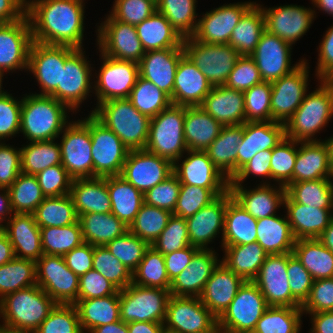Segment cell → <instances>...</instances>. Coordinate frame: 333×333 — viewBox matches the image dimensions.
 I'll return each instance as SVG.
<instances>
[{
	"label": "cell",
	"instance_id": "cell-30",
	"mask_svg": "<svg viewBox=\"0 0 333 333\" xmlns=\"http://www.w3.org/2000/svg\"><path fill=\"white\" fill-rule=\"evenodd\" d=\"M183 55V47L145 52L138 63L139 76L151 81L171 98L177 66Z\"/></svg>",
	"mask_w": 333,
	"mask_h": 333
},
{
	"label": "cell",
	"instance_id": "cell-76",
	"mask_svg": "<svg viewBox=\"0 0 333 333\" xmlns=\"http://www.w3.org/2000/svg\"><path fill=\"white\" fill-rule=\"evenodd\" d=\"M271 157L272 150H264L256 153L253 158L245 164L229 181V185H242L250 176L262 177L268 181L271 179Z\"/></svg>",
	"mask_w": 333,
	"mask_h": 333
},
{
	"label": "cell",
	"instance_id": "cell-49",
	"mask_svg": "<svg viewBox=\"0 0 333 333\" xmlns=\"http://www.w3.org/2000/svg\"><path fill=\"white\" fill-rule=\"evenodd\" d=\"M286 193L296 203L312 208L333 209V178L290 183Z\"/></svg>",
	"mask_w": 333,
	"mask_h": 333
},
{
	"label": "cell",
	"instance_id": "cell-78",
	"mask_svg": "<svg viewBox=\"0 0 333 333\" xmlns=\"http://www.w3.org/2000/svg\"><path fill=\"white\" fill-rule=\"evenodd\" d=\"M94 246L83 242L63 256L66 266L76 275L81 276L93 269Z\"/></svg>",
	"mask_w": 333,
	"mask_h": 333
},
{
	"label": "cell",
	"instance_id": "cell-54",
	"mask_svg": "<svg viewBox=\"0 0 333 333\" xmlns=\"http://www.w3.org/2000/svg\"><path fill=\"white\" fill-rule=\"evenodd\" d=\"M36 284L35 261L15 257L0 266V300L10 293Z\"/></svg>",
	"mask_w": 333,
	"mask_h": 333
},
{
	"label": "cell",
	"instance_id": "cell-74",
	"mask_svg": "<svg viewBox=\"0 0 333 333\" xmlns=\"http://www.w3.org/2000/svg\"><path fill=\"white\" fill-rule=\"evenodd\" d=\"M118 291L115 285L94 269L79 276L78 300L106 297Z\"/></svg>",
	"mask_w": 333,
	"mask_h": 333
},
{
	"label": "cell",
	"instance_id": "cell-51",
	"mask_svg": "<svg viewBox=\"0 0 333 333\" xmlns=\"http://www.w3.org/2000/svg\"><path fill=\"white\" fill-rule=\"evenodd\" d=\"M61 148L54 140L29 142L21 147V169L25 174L37 175L48 167L61 164Z\"/></svg>",
	"mask_w": 333,
	"mask_h": 333
},
{
	"label": "cell",
	"instance_id": "cell-70",
	"mask_svg": "<svg viewBox=\"0 0 333 333\" xmlns=\"http://www.w3.org/2000/svg\"><path fill=\"white\" fill-rule=\"evenodd\" d=\"M36 177L45 197L70 194L73 178L62 165L48 167Z\"/></svg>",
	"mask_w": 333,
	"mask_h": 333
},
{
	"label": "cell",
	"instance_id": "cell-32",
	"mask_svg": "<svg viewBox=\"0 0 333 333\" xmlns=\"http://www.w3.org/2000/svg\"><path fill=\"white\" fill-rule=\"evenodd\" d=\"M244 282L240 276L220 261L206 282L199 298L202 304L218 319L229 307Z\"/></svg>",
	"mask_w": 333,
	"mask_h": 333
},
{
	"label": "cell",
	"instance_id": "cell-18",
	"mask_svg": "<svg viewBox=\"0 0 333 333\" xmlns=\"http://www.w3.org/2000/svg\"><path fill=\"white\" fill-rule=\"evenodd\" d=\"M288 253L267 255L253 282L268 306L301 308L292 296L287 275Z\"/></svg>",
	"mask_w": 333,
	"mask_h": 333
},
{
	"label": "cell",
	"instance_id": "cell-42",
	"mask_svg": "<svg viewBox=\"0 0 333 333\" xmlns=\"http://www.w3.org/2000/svg\"><path fill=\"white\" fill-rule=\"evenodd\" d=\"M135 28L145 52L182 47L183 38L157 10Z\"/></svg>",
	"mask_w": 333,
	"mask_h": 333
},
{
	"label": "cell",
	"instance_id": "cell-47",
	"mask_svg": "<svg viewBox=\"0 0 333 333\" xmlns=\"http://www.w3.org/2000/svg\"><path fill=\"white\" fill-rule=\"evenodd\" d=\"M264 31V14L261 5L255 2L240 18L228 44L240 55L250 56L255 51Z\"/></svg>",
	"mask_w": 333,
	"mask_h": 333
},
{
	"label": "cell",
	"instance_id": "cell-44",
	"mask_svg": "<svg viewBox=\"0 0 333 333\" xmlns=\"http://www.w3.org/2000/svg\"><path fill=\"white\" fill-rule=\"evenodd\" d=\"M107 189L111 213L129 227L144 203V194L120 175L107 177Z\"/></svg>",
	"mask_w": 333,
	"mask_h": 333
},
{
	"label": "cell",
	"instance_id": "cell-17",
	"mask_svg": "<svg viewBox=\"0 0 333 333\" xmlns=\"http://www.w3.org/2000/svg\"><path fill=\"white\" fill-rule=\"evenodd\" d=\"M105 18L97 26L98 50L108 57L139 63L145 50L135 26L115 20L110 14Z\"/></svg>",
	"mask_w": 333,
	"mask_h": 333
},
{
	"label": "cell",
	"instance_id": "cell-65",
	"mask_svg": "<svg viewBox=\"0 0 333 333\" xmlns=\"http://www.w3.org/2000/svg\"><path fill=\"white\" fill-rule=\"evenodd\" d=\"M271 82L254 85L244 94L245 122L271 121Z\"/></svg>",
	"mask_w": 333,
	"mask_h": 333
},
{
	"label": "cell",
	"instance_id": "cell-11",
	"mask_svg": "<svg viewBox=\"0 0 333 333\" xmlns=\"http://www.w3.org/2000/svg\"><path fill=\"white\" fill-rule=\"evenodd\" d=\"M268 307L258 286L253 281H245L218 318V325L230 333H252Z\"/></svg>",
	"mask_w": 333,
	"mask_h": 333
},
{
	"label": "cell",
	"instance_id": "cell-39",
	"mask_svg": "<svg viewBox=\"0 0 333 333\" xmlns=\"http://www.w3.org/2000/svg\"><path fill=\"white\" fill-rule=\"evenodd\" d=\"M222 127L200 106L185 107L184 139L187 150L206 151Z\"/></svg>",
	"mask_w": 333,
	"mask_h": 333
},
{
	"label": "cell",
	"instance_id": "cell-79",
	"mask_svg": "<svg viewBox=\"0 0 333 333\" xmlns=\"http://www.w3.org/2000/svg\"><path fill=\"white\" fill-rule=\"evenodd\" d=\"M198 250V247L190 245L181 250L164 255L166 271L170 281L175 279L185 268L189 266L192 257Z\"/></svg>",
	"mask_w": 333,
	"mask_h": 333
},
{
	"label": "cell",
	"instance_id": "cell-28",
	"mask_svg": "<svg viewBox=\"0 0 333 333\" xmlns=\"http://www.w3.org/2000/svg\"><path fill=\"white\" fill-rule=\"evenodd\" d=\"M199 249L185 268L175 279L171 281L170 293L172 296L199 297L206 282L211 277L215 267L221 259H218L213 249Z\"/></svg>",
	"mask_w": 333,
	"mask_h": 333
},
{
	"label": "cell",
	"instance_id": "cell-6",
	"mask_svg": "<svg viewBox=\"0 0 333 333\" xmlns=\"http://www.w3.org/2000/svg\"><path fill=\"white\" fill-rule=\"evenodd\" d=\"M185 106L170 104L150 119L149 136L145 147L150 153L174 163L182 160L187 151L184 139Z\"/></svg>",
	"mask_w": 333,
	"mask_h": 333
},
{
	"label": "cell",
	"instance_id": "cell-53",
	"mask_svg": "<svg viewBox=\"0 0 333 333\" xmlns=\"http://www.w3.org/2000/svg\"><path fill=\"white\" fill-rule=\"evenodd\" d=\"M132 283L169 290L171 281L167 275L164 255L150 245L138 267L132 272Z\"/></svg>",
	"mask_w": 333,
	"mask_h": 333
},
{
	"label": "cell",
	"instance_id": "cell-16",
	"mask_svg": "<svg viewBox=\"0 0 333 333\" xmlns=\"http://www.w3.org/2000/svg\"><path fill=\"white\" fill-rule=\"evenodd\" d=\"M62 133L59 143L62 166L73 179L93 178L90 129L78 119L71 121Z\"/></svg>",
	"mask_w": 333,
	"mask_h": 333
},
{
	"label": "cell",
	"instance_id": "cell-60",
	"mask_svg": "<svg viewBox=\"0 0 333 333\" xmlns=\"http://www.w3.org/2000/svg\"><path fill=\"white\" fill-rule=\"evenodd\" d=\"M227 191H229V188H202L193 185H181L173 215L187 219Z\"/></svg>",
	"mask_w": 333,
	"mask_h": 333
},
{
	"label": "cell",
	"instance_id": "cell-5",
	"mask_svg": "<svg viewBox=\"0 0 333 333\" xmlns=\"http://www.w3.org/2000/svg\"><path fill=\"white\" fill-rule=\"evenodd\" d=\"M91 113L112 130L129 150L145 149L150 118L140 113L128 98L99 103Z\"/></svg>",
	"mask_w": 333,
	"mask_h": 333
},
{
	"label": "cell",
	"instance_id": "cell-33",
	"mask_svg": "<svg viewBox=\"0 0 333 333\" xmlns=\"http://www.w3.org/2000/svg\"><path fill=\"white\" fill-rule=\"evenodd\" d=\"M322 178H333V165L327 141L298 142L293 183Z\"/></svg>",
	"mask_w": 333,
	"mask_h": 333
},
{
	"label": "cell",
	"instance_id": "cell-69",
	"mask_svg": "<svg viewBox=\"0 0 333 333\" xmlns=\"http://www.w3.org/2000/svg\"><path fill=\"white\" fill-rule=\"evenodd\" d=\"M261 82L263 80L253 58L241 55L224 85L227 88L245 92Z\"/></svg>",
	"mask_w": 333,
	"mask_h": 333
},
{
	"label": "cell",
	"instance_id": "cell-2",
	"mask_svg": "<svg viewBox=\"0 0 333 333\" xmlns=\"http://www.w3.org/2000/svg\"><path fill=\"white\" fill-rule=\"evenodd\" d=\"M68 112L72 111L52 96L26 94L22 97L20 132L30 142L56 140L71 122Z\"/></svg>",
	"mask_w": 333,
	"mask_h": 333
},
{
	"label": "cell",
	"instance_id": "cell-58",
	"mask_svg": "<svg viewBox=\"0 0 333 333\" xmlns=\"http://www.w3.org/2000/svg\"><path fill=\"white\" fill-rule=\"evenodd\" d=\"M131 104L150 119L171 104L170 97L151 81L138 76L128 97Z\"/></svg>",
	"mask_w": 333,
	"mask_h": 333
},
{
	"label": "cell",
	"instance_id": "cell-29",
	"mask_svg": "<svg viewBox=\"0 0 333 333\" xmlns=\"http://www.w3.org/2000/svg\"><path fill=\"white\" fill-rule=\"evenodd\" d=\"M285 137V125L274 121L243 123V136L237 147V172L253 156L264 150H272Z\"/></svg>",
	"mask_w": 333,
	"mask_h": 333
},
{
	"label": "cell",
	"instance_id": "cell-31",
	"mask_svg": "<svg viewBox=\"0 0 333 333\" xmlns=\"http://www.w3.org/2000/svg\"><path fill=\"white\" fill-rule=\"evenodd\" d=\"M212 87L208 79L184 54L177 66L171 103L185 107L200 106Z\"/></svg>",
	"mask_w": 333,
	"mask_h": 333
},
{
	"label": "cell",
	"instance_id": "cell-10",
	"mask_svg": "<svg viewBox=\"0 0 333 333\" xmlns=\"http://www.w3.org/2000/svg\"><path fill=\"white\" fill-rule=\"evenodd\" d=\"M184 54L213 86L224 85L241 56L229 44H206L193 37L184 38Z\"/></svg>",
	"mask_w": 333,
	"mask_h": 333
},
{
	"label": "cell",
	"instance_id": "cell-34",
	"mask_svg": "<svg viewBox=\"0 0 333 333\" xmlns=\"http://www.w3.org/2000/svg\"><path fill=\"white\" fill-rule=\"evenodd\" d=\"M286 216L295 240L318 239L333 220V209L312 208L296 203L287 193L284 198Z\"/></svg>",
	"mask_w": 333,
	"mask_h": 333
},
{
	"label": "cell",
	"instance_id": "cell-73",
	"mask_svg": "<svg viewBox=\"0 0 333 333\" xmlns=\"http://www.w3.org/2000/svg\"><path fill=\"white\" fill-rule=\"evenodd\" d=\"M304 313L333 311V278L313 281L306 301L301 305Z\"/></svg>",
	"mask_w": 333,
	"mask_h": 333
},
{
	"label": "cell",
	"instance_id": "cell-46",
	"mask_svg": "<svg viewBox=\"0 0 333 333\" xmlns=\"http://www.w3.org/2000/svg\"><path fill=\"white\" fill-rule=\"evenodd\" d=\"M221 247L225 253L221 262L244 281L254 280L268 255L257 241Z\"/></svg>",
	"mask_w": 333,
	"mask_h": 333
},
{
	"label": "cell",
	"instance_id": "cell-52",
	"mask_svg": "<svg viewBox=\"0 0 333 333\" xmlns=\"http://www.w3.org/2000/svg\"><path fill=\"white\" fill-rule=\"evenodd\" d=\"M196 2L197 0H156L157 11L166 17L183 39L192 37L196 31Z\"/></svg>",
	"mask_w": 333,
	"mask_h": 333
},
{
	"label": "cell",
	"instance_id": "cell-59",
	"mask_svg": "<svg viewBox=\"0 0 333 333\" xmlns=\"http://www.w3.org/2000/svg\"><path fill=\"white\" fill-rule=\"evenodd\" d=\"M172 215L173 213L167 210L143 203L135 220L129 226V231L152 245L165 229Z\"/></svg>",
	"mask_w": 333,
	"mask_h": 333
},
{
	"label": "cell",
	"instance_id": "cell-64",
	"mask_svg": "<svg viewBox=\"0 0 333 333\" xmlns=\"http://www.w3.org/2000/svg\"><path fill=\"white\" fill-rule=\"evenodd\" d=\"M34 333H84L74 304H56Z\"/></svg>",
	"mask_w": 333,
	"mask_h": 333
},
{
	"label": "cell",
	"instance_id": "cell-38",
	"mask_svg": "<svg viewBox=\"0 0 333 333\" xmlns=\"http://www.w3.org/2000/svg\"><path fill=\"white\" fill-rule=\"evenodd\" d=\"M243 136V124L223 126L206 149L212 163L230 181L237 173V147Z\"/></svg>",
	"mask_w": 333,
	"mask_h": 333
},
{
	"label": "cell",
	"instance_id": "cell-21",
	"mask_svg": "<svg viewBox=\"0 0 333 333\" xmlns=\"http://www.w3.org/2000/svg\"><path fill=\"white\" fill-rule=\"evenodd\" d=\"M292 45L266 30L261 34L255 51L250 55L265 82H273L289 74L304 60L292 64ZM292 64V66H291Z\"/></svg>",
	"mask_w": 333,
	"mask_h": 333
},
{
	"label": "cell",
	"instance_id": "cell-20",
	"mask_svg": "<svg viewBox=\"0 0 333 333\" xmlns=\"http://www.w3.org/2000/svg\"><path fill=\"white\" fill-rule=\"evenodd\" d=\"M261 9L265 19V30L292 46L309 31L316 18V12L311 7L296 4L271 8L261 5Z\"/></svg>",
	"mask_w": 333,
	"mask_h": 333
},
{
	"label": "cell",
	"instance_id": "cell-22",
	"mask_svg": "<svg viewBox=\"0 0 333 333\" xmlns=\"http://www.w3.org/2000/svg\"><path fill=\"white\" fill-rule=\"evenodd\" d=\"M254 3V1H247L223 4L203 13V16L198 19V25L192 37L206 44H228L233 29Z\"/></svg>",
	"mask_w": 333,
	"mask_h": 333
},
{
	"label": "cell",
	"instance_id": "cell-55",
	"mask_svg": "<svg viewBox=\"0 0 333 333\" xmlns=\"http://www.w3.org/2000/svg\"><path fill=\"white\" fill-rule=\"evenodd\" d=\"M301 308L269 306L252 333H300Z\"/></svg>",
	"mask_w": 333,
	"mask_h": 333
},
{
	"label": "cell",
	"instance_id": "cell-27",
	"mask_svg": "<svg viewBox=\"0 0 333 333\" xmlns=\"http://www.w3.org/2000/svg\"><path fill=\"white\" fill-rule=\"evenodd\" d=\"M257 185L252 189H246L243 184L229 185V191L233 199L257 220L276 215V210L284 206L286 188L264 180Z\"/></svg>",
	"mask_w": 333,
	"mask_h": 333
},
{
	"label": "cell",
	"instance_id": "cell-77",
	"mask_svg": "<svg viewBox=\"0 0 333 333\" xmlns=\"http://www.w3.org/2000/svg\"><path fill=\"white\" fill-rule=\"evenodd\" d=\"M315 76L319 80L333 79V25L326 30L319 43Z\"/></svg>",
	"mask_w": 333,
	"mask_h": 333
},
{
	"label": "cell",
	"instance_id": "cell-41",
	"mask_svg": "<svg viewBox=\"0 0 333 333\" xmlns=\"http://www.w3.org/2000/svg\"><path fill=\"white\" fill-rule=\"evenodd\" d=\"M258 244L268 255L293 252L295 238L287 216L273 215L257 220Z\"/></svg>",
	"mask_w": 333,
	"mask_h": 333
},
{
	"label": "cell",
	"instance_id": "cell-63",
	"mask_svg": "<svg viewBox=\"0 0 333 333\" xmlns=\"http://www.w3.org/2000/svg\"><path fill=\"white\" fill-rule=\"evenodd\" d=\"M149 246L146 241L132 234L129 230L105 245L111 254L131 272L138 267Z\"/></svg>",
	"mask_w": 333,
	"mask_h": 333
},
{
	"label": "cell",
	"instance_id": "cell-8",
	"mask_svg": "<svg viewBox=\"0 0 333 333\" xmlns=\"http://www.w3.org/2000/svg\"><path fill=\"white\" fill-rule=\"evenodd\" d=\"M92 139L93 177L121 175L129 149L120 138L92 113L81 120Z\"/></svg>",
	"mask_w": 333,
	"mask_h": 333
},
{
	"label": "cell",
	"instance_id": "cell-45",
	"mask_svg": "<svg viewBox=\"0 0 333 333\" xmlns=\"http://www.w3.org/2000/svg\"><path fill=\"white\" fill-rule=\"evenodd\" d=\"M84 242L105 246L129 230L120 219L109 213H86L78 216Z\"/></svg>",
	"mask_w": 333,
	"mask_h": 333
},
{
	"label": "cell",
	"instance_id": "cell-62",
	"mask_svg": "<svg viewBox=\"0 0 333 333\" xmlns=\"http://www.w3.org/2000/svg\"><path fill=\"white\" fill-rule=\"evenodd\" d=\"M93 269L119 290L125 289L132 283V272L105 246H94Z\"/></svg>",
	"mask_w": 333,
	"mask_h": 333
},
{
	"label": "cell",
	"instance_id": "cell-36",
	"mask_svg": "<svg viewBox=\"0 0 333 333\" xmlns=\"http://www.w3.org/2000/svg\"><path fill=\"white\" fill-rule=\"evenodd\" d=\"M200 107L222 126L245 123L243 92L227 88L225 85L213 86Z\"/></svg>",
	"mask_w": 333,
	"mask_h": 333
},
{
	"label": "cell",
	"instance_id": "cell-71",
	"mask_svg": "<svg viewBox=\"0 0 333 333\" xmlns=\"http://www.w3.org/2000/svg\"><path fill=\"white\" fill-rule=\"evenodd\" d=\"M21 106L22 99L19 101L9 92L0 97V142L20 134Z\"/></svg>",
	"mask_w": 333,
	"mask_h": 333
},
{
	"label": "cell",
	"instance_id": "cell-3",
	"mask_svg": "<svg viewBox=\"0 0 333 333\" xmlns=\"http://www.w3.org/2000/svg\"><path fill=\"white\" fill-rule=\"evenodd\" d=\"M57 303L37 284L0 300V325L22 333H34Z\"/></svg>",
	"mask_w": 333,
	"mask_h": 333
},
{
	"label": "cell",
	"instance_id": "cell-25",
	"mask_svg": "<svg viewBox=\"0 0 333 333\" xmlns=\"http://www.w3.org/2000/svg\"><path fill=\"white\" fill-rule=\"evenodd\" d=\"M231 196V192L227 191L186 219L191 246L211 249L208 244L214 242L220 233L223 234L227 200Z\"/></svg>",
	"mask_w": 333,
	"mask_h": 333
},
{
	"label": "cell",
	"instance_id": "cell-50",
	"mask_svg": "<svg viewBox=\"0 0 333 333\" xmlns=\"http://www.w3.org/2000/svg\"><path fill=\"white\" fill-rule=\"evenodd\" d=\"M33 215L40 228L63 227L78 221V215L70 194L45 197L35 209Z\"/></svg>",
	"mask_w": 333,
	"mask_h": 333
},
{
	"label": "cell",
	"instance_id": "cell-48",
	"mask_svg": "<svg viewBox=\"0 0 333 333\" xmlns=\"http://www.w3.org/2000/svg\"><path fill=\"white\" fill-rule=\"evenodd\" d=\"M293 254L314 280L333 278V253L318 239L296 240Z\"/></svg>",
	"mask_w": 333,
	"mask_h": 333
},
{
	"label": "cell",
	"instance_id": "cell-12",
	"mask_svg": "<svg viewBox=\"0 0 333 333\" xmlns=\"http://www.w3.org/2000/svg\"><path fill=\"white\" fill-rule=\"evenodd\" d=\"M36 283L57 304L78 300L79 276L66 266L63 256L43 254L36 261Z\"/></svg>",
	"mask_w": 333,
	"mask_h": 333
},
{
	"label": "cell",
	"instance_id": "cell-40",
	"mask_svg": "<svg viewBox=\"0 0 333 333\" xmlns=\"http://www.w3.org/2000/svg\"><path fill=\"white\" fill-rule=\"evenodd\" d=\"M221 246L245 245L257 240V219L231 196L227 200Z\"/></svg>",
	"mask_w": 333,
	"mask_h": 333
},
{
	"label": "cell",
	"instance_id": "cell-19",
	"mask_svg": "<svg viewBox=\"0 0 333 333\" xmlns=\"http://www.w3.org/2000/svg\"><path fill=\"white\" fill-rule=\"evenodd\" d=\"M173 173V163L145 149L130 150L121 177L143 194Z\"/></svg>",
	"mask_w": 333,
	"mask_h": 333
},
{
	"label": "cell",
	"instance_id": "cell-43",
	"mask_svg": "<svg viewBox=\"0 0 333 333\" xmlns=\"http://www.w3.org/2000/svg\"><path fill=\"white\" fill-rule=\"evenodd\" d=\"M74 305L84 333L120 320L119 291L106 297L77 300Z\"/></svg>",
	"mask_w": 333,
	"mask_h": 333
},
{
	"label": "cell",
	"instance_id": "cell-9",
	"mask_svg": "<svg viewBox=\"0 0 333 333\" xmlns=\"http://www.w3.org/2000/svg\"><path fill=\"white\" fill-rule=\"evenodd\" d=\"M170 290L131 283L119 290L120 320L164 323Z\"/></svg>",
	"mask_w": 333,
	"mask_h": 333
},
{
	"label": "cell",
	"instance_id": "cell-57",
	"mask_svg": "<svg viewBox=\"0 0 333 333\" xmlns=\"http://www.w3.org/2000/svg\"><path fill=\"white\" fill-rule=\"evenodd\" d=\"M44 254L64 256L84 240L79 221L63 227L40 228Z\"/></svg>",
	"mask_w": 333,
	"mask_h": 333
},
{
	"label": "cell",
	"instance_id": "cell-61",
	"mask_svg": "<svg viewBox=\"0 0 333 333\" xmlns=\"http://www.w3.org/2000/svg\"><path fill=\"white\" fill-rule=\"evenodd\" d=\"M298 142L284 137V139L272 149L271 179L277 185L285 188L293 183V169L297 158Z\"/></svg>",
	"mask_w": 333,
	"mask_h": 333
},
{
	"label": "cell",
	"instance_id": "cell-35",
	"mask_svg": "<svg viewBox=\"0 0 333 333\" xmlns=\"http://www.w3.org/2000/svg\"><path fill=\"white\" fill-rule=\"evenodd\" d=\"M13 245L15 257L37 261L43 256L40 227L33 214H16L2 226Z\"/></svg>",
	"mask_w": 333,
	"mask_h": 333
},
{
	"label": "cell",
	"instance_id": "cell-68",
	"mask_svg": "<svg viewBox=\"0 0 333 333\" xmlns=\"http://www.w3.org/2000/svg\"><path fill=\"white\" fill-rule=\"evenodd\" d=\"M180 187V181L172 173L164 181L144 193V203L173 213L177 204Z\"/></svg>",
	"mask_w": 333,
	"mask_h": 333
},
{
	"label": "cell",
	"instance_id": "cell-15",
	"mask_svg": "<svg viewBox=\"0 0 333 333\" xmlns=\"http://www.w3.org/2000/svg\"><path fill=\"white\" fill-rule=\"evenodd\" d=\"M309 63L305 58L296 69L271 82V121L286 124L309 90Z\"/></svg>",
	"mask_w": 333,
	"mask_h": 333
},
{
	"label": "cell",
	"instance_id": "cell-23",
	"mask_svg": "<svg viewBox=\"0 0 333 333\" xmlns=\"http://www.w3.org/2000/svg\"><path fill=\"white\" fill-rule=\"evenodd\" d=\"M32 32L28 17L0 24V72L13 73L28 70L29 50L32 45Z\"/></svg>",
	"mask_w": 333,
	"mask_h": 333
},
{
	"label": "cell",
	"instance_id": "cell-13",
	"mask_svg": "<svg viewBox=\"0 0 333 333\" xmlns=\"http://www.w3.org/2000/svg\"><path fill=\"white\" fill-rule=\"evenodd\" d=\"M100 53L101 67L94 74V94L97 104L112 99L128 98L139 76V65L133 61L118 60Z\"/></svg>",
	"mask_w": 333,
	"mask_h": 333
},
{
	"label": "cell",
	"instance_id": "cell-24",
	"mask_svg": "<svg viewBox=\"0 0 333 333\" xmlns=\"http://www.w3.org/2000/svg\"><path fill=\"white\" fill-rule=\"evenodd\" d=\"M65 64V46L32 42L29 50L28 72L34 74L41 92L50 96L61 86V67Z\"/></svg>",
	"mask_w": 333,
	"mask_h": 333
},
{
	"label": "cell",
	"instance_id": "cell-56",
	"mask_svg": "<svg viewBox=\"0 0 333 333\" xmlns=\"http://www.w3.org/2000/svg\"><path fill=\"white\" fill-rule=\"evenodd\" d=\"M8 191L13 212L16 214H33L45 199L36 175L23 172L18 175Z\"/></svg>",
	"mask_w": 333,
	"mask_h": 333
},
{
	"label": "cell",
	"instance_id": "cell-1",
	"mask_svg": "<svg viewBox=\"0 0 333 333\" xmlns=\"http://www.w3.org/2000/svg\"><path fill=\"white\" fill-rule=\"evenodd\" d=\"M85 0H26L34 42L83 48Z\"/></svg>",
	"mask_w": 333,
	"mask_h": 333
},
{
	"label": "cell",
	"instance_id": "cell-66",
	"mask_svg": "<svg viewBox=\"0 0 333 333\" xmlns=\"http://www.w3.org/2000/svg\"><path fill=\"white\" fill-rule=\"evenodd\" d=\"M151 246L162 255L190 246L186 219L172 215L165 229Z\"/></svg>",
	"mask_w": 333,
	"mask_h": 333
},
{
	"label": "cell",
	"instance_id": "cell-72",
	"mask_svg": "<svg viewBox=\"0 0 333 333\" xmlns=\"http://www.w3.org/2000/svg\"><path fill=\"white\" fill-rule=\"evenodd\" d=\"M287 275L291 294L302 305L309 296L314 279L293 252L288 253Z\"/></svg>",
	"mask_w": 333,
	"mask_h": 333
},
{
	"label": "cell",
	"instance_id": "cell-80",
	"mask_svg": "<svg viewBox=\"0 0 333 333\" xmlns=\"http://www.w3.org/2000/svg\"><path fill=\"white\" fill-rule=\"evenodd\" d=\"M26 15V0H0V24L18 21Z\"/></svg>",
	"mask_w": 333,
	"mask_h": 333
},
{
	"label": "cell",
	"instance_id": "cell-26",
	"mask_svg": "<svg viewBox=\"0 0 333 333\" xmlns=\"http://www.w3.org/2000/svg\"><path fill=\"white\" fill-rule=\"evenodd\" d=\"M185 154L187 157L180 164L179 160L173 163V173L181 185L229 188V180L212 163L206 151L187 150Z\"/></svg>",
	"mask_w": 333,
	"mask_h": 333
},
{
	"label": "cell",
	"instance_id": "cell-14",
	"mask_svg": "<svg viewBox=\"0 0 333 333\" xmlns=\"http://www.w3.org/2000/svg\"><path fill=\"white\" fill-rule=\"evenodd\" d=\"M166 333H207L218 319L199 297L170 296L164 320Z\"/></svg>",
	"mask_w": 333,
	"mask_h": 333
},
{
	"label": "cell",
	"instance_id": "cell-67",
	"mask_svg": "<svg viewBox=\"0 0 333 333\" xmlns=\"http://www.w3.org/2000/svg\"><path fill=\"white\" fill-rule=\"evenodd\" d=\"M109 14L120 22L136 26L149 18L156 10V0H114Z\"/></svg>",
	"mask_w": 333,
	"mask_h": 333
},
{
	"label": "cell",
	"instance_id": "cell-4",
	"mask_svg": "<svg viewBox=\"0 0 333 333\" xmlns=\"http://www.w3.org/2000/svg\"><path fill=\"white\" fill-rule=\"evenodd\" d=\"M313 92L305 94L301 105L285 124V137L297 142L321 141L316 133L333 118V81L319 80Z\"/></svg>",
	"mask_w": 333,
	"mask_h": 333
},
{
	"label": "cell",
	"instance_id": "cell-37",
	"mask_svg": "<svg viewBox=\"0 0 333 333\" xmlns=\"http://www.w3.org/2000/svg\"><path fill=\"white\" fill-rule=\"evenodd\" d=\"M70 195L78 216L86 213H109L112 210L107 177L73 179Z\"/></svg>",
	"mask_w": 333,
	"mask_h": 333
},
{
	"label": "cell",
	"instance_id": "cell-7",
	"mask_svg": "<svg viewBox=\"0 0 333 333\" xmlns=\"http://www.w3.org/2000/svg\"><path fill=\"white\" fill-rule=\"evenodd\" d=\"M84 48L65 46V64L61 67V86L50 95L66 105L73 113L94 93L92 67ZM93 78V79H91ZM75 110V111H74Z\"/></svg>",
	"mask_w": 333,
	"mask_h": 333
},
{
	"label": "cell",
	"instance_id": "cell-75",
	"mask_svg": "<svg viewBox=\"0 0 333 333\" xmlns=\"http://www.w3.org/2000/svg\"><path fill=\"white\" fill-rule=\"evenodd\" d=\"M0 142V187L9 188L22 172L21 148Z\"/></svg>",
	"mask_w": 333,
	"mask_h": 333
}]
</instances>
